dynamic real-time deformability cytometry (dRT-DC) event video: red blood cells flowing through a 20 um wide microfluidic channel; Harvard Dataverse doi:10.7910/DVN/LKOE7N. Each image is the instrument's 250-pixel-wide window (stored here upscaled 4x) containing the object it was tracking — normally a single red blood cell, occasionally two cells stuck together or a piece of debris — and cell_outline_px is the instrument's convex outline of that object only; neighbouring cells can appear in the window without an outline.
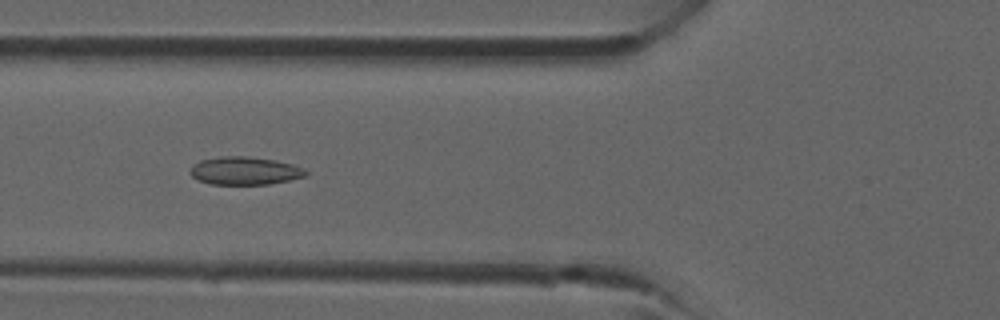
{"species": "common noctule bat (a hibernating species)", "species_latin": "Nyctalus noctula", "temperature_condition": "room temperature", "stored_images_in_passage": 41, "camera_frame_rate_fps": 3000, "um_per_image_px": 0.085, "animal": {"sex": "male", "forearm_length_mm": 52.5}, "frame": {"image": 1, "passage_image": 15, "time_ms": 4.667, "image_size_px": [1000, 320], "cell_outline_px": [[308, 172], [304, 176], [288, 180], [268, 184], [212, 184], [196, 180], [188, 172], [192, 164], [200, 160], [220, 156], [244, 156], [276, 160], [292, 164], [304, 168]], "centroid_in_image_um": [20.75, 14.51], "position_along_channel_um": 105.1, "area_um2": 18.9}}
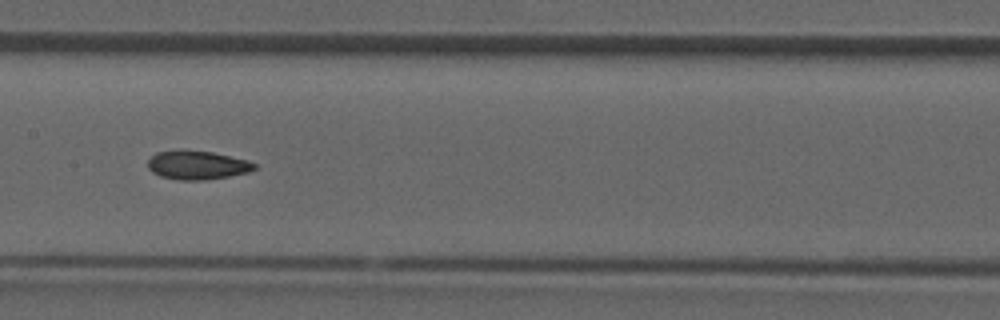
{"frame": {"image": 2, "passage_image": 20, "time_ms": 6.333, "image_size_px": [1000, 320], "cell_outline_px": [[256, 168], [248, 172], [228, 176], [204, 180], [180, 180], [160, 176], [152, 172], [148, 168], [148, 160], [156, 152], [212, 152], [248, 160], [256, 164]], "centroid_in_image_um": [16.78, 14.06], "position_along_channel_um": 190.6, "area_um2": 17.28}}
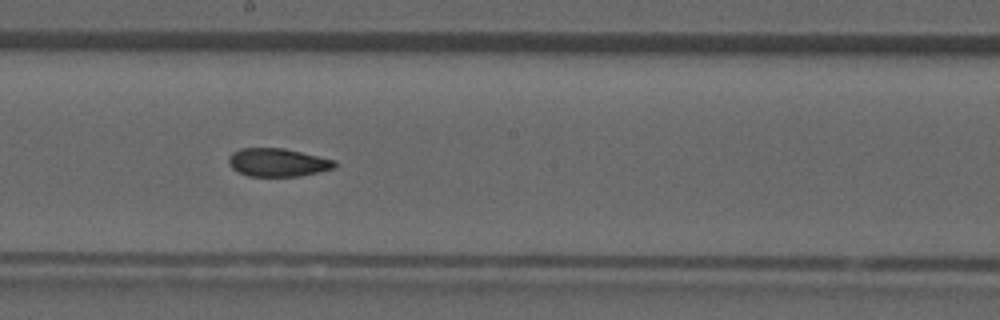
{"frame": {"image": 3, "passage_image": 22, "time_ms": 7.0, "image_size_px": [1000, 320], "cell_outline_px": [[336, 168], [300, 176], [248, 176], [232, 168], [228, 164], [228, 156], [232, 152], [240, 148], [284, 148], [336, 160]], "centroid_in_image_um": [23.6, 13.8], "position_along_channel_um": 224.6, "area_um2": 17.51}}